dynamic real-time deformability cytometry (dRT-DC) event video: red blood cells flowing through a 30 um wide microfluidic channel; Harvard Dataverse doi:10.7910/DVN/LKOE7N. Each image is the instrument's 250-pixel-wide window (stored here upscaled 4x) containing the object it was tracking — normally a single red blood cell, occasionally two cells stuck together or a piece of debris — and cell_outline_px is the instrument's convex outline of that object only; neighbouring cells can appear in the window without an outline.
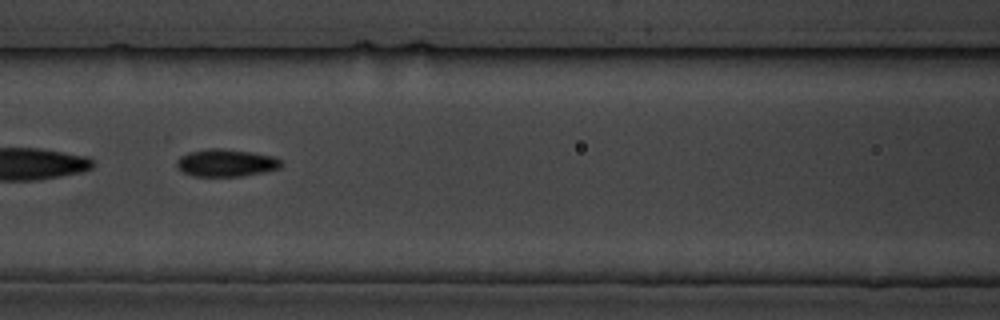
{"species": "common noctule bat (a hibernating species)", "species_latin": "Nyctalus noctula", "temperature_condition": "cold", "stored_images_in_passage": 9, "segment_of_instrument_passage": [2, 2], "camera_frame_rate_fps": 3000, "um_per_image_px": 0.085, "animal": {"sex": "male", "body_mass_g": 19.5, "forearm_length_mm": 54.6}, "frame": {"image": 1, "passage_image": 7, "time_ms": 7.0, "image_size_px": [1000, 320], "cell_outline_px": [[280, 168], [244, 176], [196, 176], [184, 172], [176, 164], [176, 160], [180, 156], [188, 152], [208, 148], [224, 148], [252, 152], [272, 156], [280, 160]], "centroid_in_image_um": [19.19, 13.83], "position_along_channel_um": 147.4, "area_um2": 16.59}}
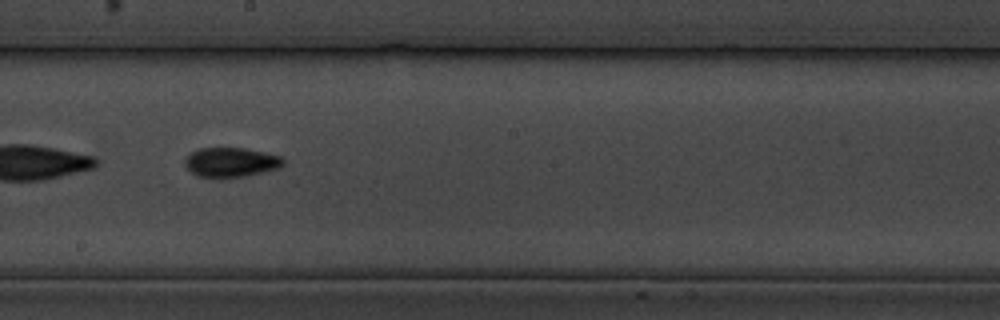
{"frame": {"image": 2, "passage_image": 9, "time_ms": 9.333, "image_size_px": [1000, 320], "cell_outline_px": [[284, 164], [280, 168], [264, 172], [244, 176], [196, 176], [184, 164], [184, 160], [192, 152], [200, 148], [244, 148], [264, 152], [280, 156], [284, 160]], "centroid_in_image_um": [19.66, 13.77], "position_along_channel_um": 228.5, "area_um2": 16.59}}